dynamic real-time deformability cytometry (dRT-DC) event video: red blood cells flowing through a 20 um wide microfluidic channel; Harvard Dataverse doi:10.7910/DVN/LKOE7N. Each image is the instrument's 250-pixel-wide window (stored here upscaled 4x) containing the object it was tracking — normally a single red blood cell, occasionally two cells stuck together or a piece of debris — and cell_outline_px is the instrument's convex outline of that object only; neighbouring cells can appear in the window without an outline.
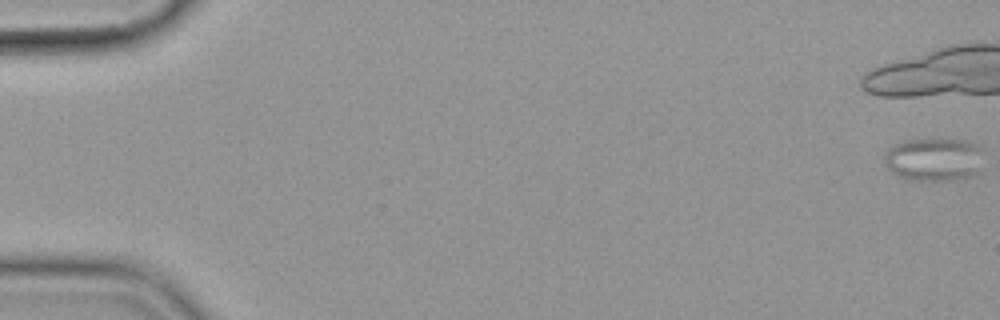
{"species": "common noctule bat (a hibernating species)", "species_latin": "Nyctalus noctula", "temperature_condition": "cold", "stored_images_in_passage": 12, "camera_frame_rate_fps": 3000, "um_per_image_px": 0.085, "animal": {"sex": "female", "body_mass_g": 19.9}, "frame": {"image": 1, "passage_image": 1, "time_ms": 0.0, "image_size_px": [1000, 320], "cell_outline_px": [[980, 148], [976, 172], [972, 176], [948, 180], [908, 180], [896, 176], [884, 164], [884, 156], [888, 148], [904, 140], [964, 140], [980, 144]], "centroid_in_image_um": [79.3, 13.55], "position_along_channel_um": 5.7, "area_um2": 24.57}}